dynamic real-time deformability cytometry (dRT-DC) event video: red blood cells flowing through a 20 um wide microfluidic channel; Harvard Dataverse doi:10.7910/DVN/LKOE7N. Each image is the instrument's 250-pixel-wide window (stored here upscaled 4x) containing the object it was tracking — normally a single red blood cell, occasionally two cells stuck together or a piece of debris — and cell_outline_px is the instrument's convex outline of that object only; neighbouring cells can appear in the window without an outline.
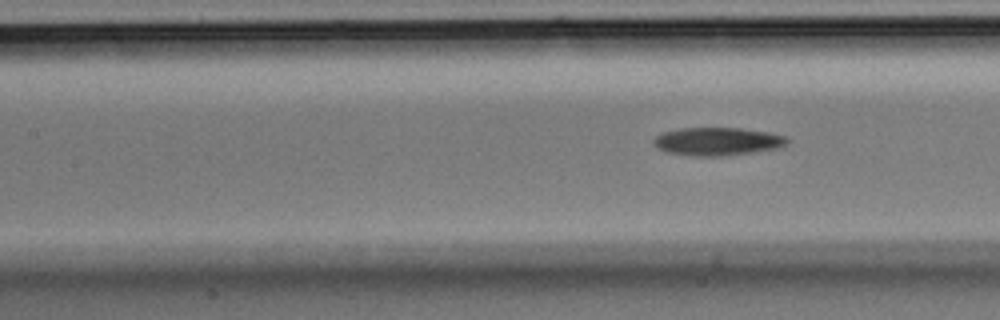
{"species": "Egyptian fruit bat (a non-hibernating species)", "species_latin": "Rousettus aegyptiacus", "temperature_condition": "room temperature", "stored_images_in_passage": 5, "segment_of_instrument_passage": [2, 2], "camera_frame_rate_fps": 3000, "um_per_image_px": 0.085, "animal": {"sex": "male"}, "frame": {"image": 1, "passage_image": 5, "time_ms": 1.333, "image_size_px": [1000, 320], "cell_outline_px": [[788, 140], [784, 144], [776, 148], [752, 152], [720, 156], [692, 156], [664, 152], [656, 148], [652, 144], [652, 140], [656, 136], [664, 132], [680, 128], [740, 128], [768, 132], [784, 136]], "centroid_in_image_um": [60.88, 12.02], "position_along_channel_um": 146.5, "area_um2": 21.73}}